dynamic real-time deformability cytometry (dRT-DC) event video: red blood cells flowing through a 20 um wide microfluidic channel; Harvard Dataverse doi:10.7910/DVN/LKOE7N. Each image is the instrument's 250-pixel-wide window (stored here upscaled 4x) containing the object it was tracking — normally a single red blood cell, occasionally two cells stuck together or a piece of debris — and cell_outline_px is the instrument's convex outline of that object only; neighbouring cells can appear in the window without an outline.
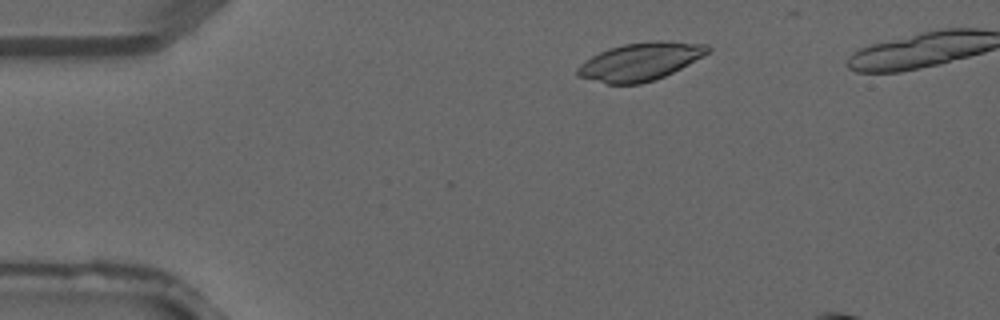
{"species": "common noctule bat (a hibernating species)", "species_latin": "Nyctalus noctula", "temperature_condition": "warm", "stored_images_in_passage": 4, "camera_frame_rate_fps": 3000, "um_per_image_px": 0.085, "animal": {"sex": "male", "forearm_length_mm": 52.5}, "frame": {"image": 1, "passage_image": 2, "time_ms": 0.333, "image_size_px": [1000, 320], "cell_outline_px": [[712, 48], [708, 52], [688, 64], [664, 76], [640, 84], [608, 84], [576, 76], [576, 68], [584, 60], [608, 48], [624, 44], [648, 40], [660, 40], [708, 44]], "centroid_in_image_um": [54.39, 5.22], "position_along_channel_um": 30.6, "area_um2": 28.73}}